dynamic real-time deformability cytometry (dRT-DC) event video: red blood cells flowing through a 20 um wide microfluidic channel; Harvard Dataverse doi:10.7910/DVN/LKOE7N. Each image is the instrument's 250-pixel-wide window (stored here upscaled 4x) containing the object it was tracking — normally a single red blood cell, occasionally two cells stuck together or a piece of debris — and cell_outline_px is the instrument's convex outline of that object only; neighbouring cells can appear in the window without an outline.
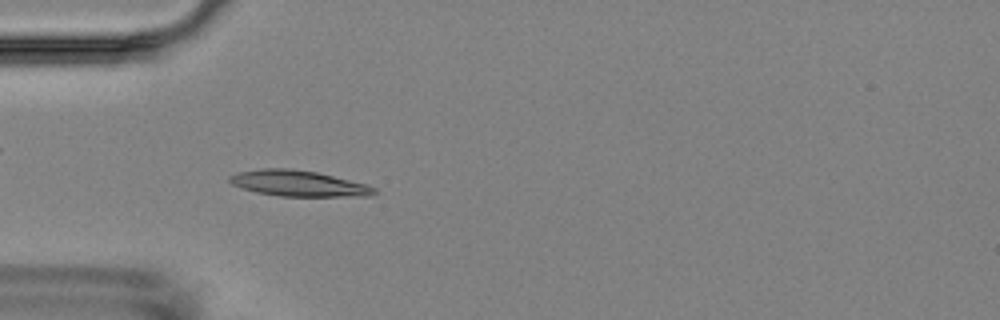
{"species": "Egyptian fruit bat (a non-hibernating species)", "species_latin": "Rousettus aegyptiacus", "temperature_condition": "room temperature", "stored_images_in_passage": 5, "camera_frame_rate_fps": 3000, "um_per_image_px": 0.085, "animal": {"sex": "female"}, "frame": {"image": 1, "passage_image": 5, "time_ms": 5.667, "image_size_px": [1000, 320], "cell_outline_px": [[376, 192], [372, 196], [280, 196], [256, 192], [232, 184], [228, 180], [228, 176], [236, 172], [264, 168], [292, 168], [316, 172], [368, 184], [376, 188]], "centroid_in_image_um": [25.37, 15.58], "position_along_channel_um": 59.6, "area_um2": 21.85}}